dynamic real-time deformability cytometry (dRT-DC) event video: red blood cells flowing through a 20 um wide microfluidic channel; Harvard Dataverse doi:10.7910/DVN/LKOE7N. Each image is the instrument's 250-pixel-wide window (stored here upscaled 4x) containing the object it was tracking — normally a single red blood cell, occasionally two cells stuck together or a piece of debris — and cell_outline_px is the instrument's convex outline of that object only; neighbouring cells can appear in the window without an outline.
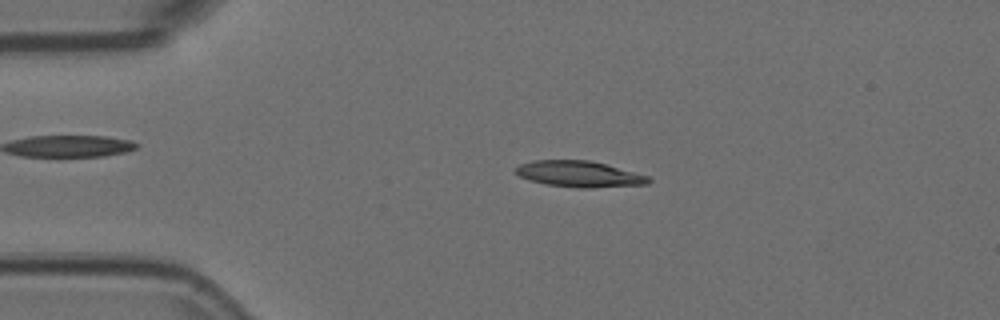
{"species": "Egyptian fruit bat (a non-hibernating species)", "species_latin": "Rousettus aegyptiacus", "temperature_condition": "room temperature", "stored_images_in_passage": 53, "camera_frame_rate_fps": 3000, "um_per_image_px": 0.085, "animal": {"sex": "female"}, "frame": {"image": 1, "passage_image": 11, "time_ms": 3.333, "image_size_px": [1000, 320], "cell_outline_px": [[652, 180], [648, 184], [592, 188], [576, 188], [544, 184], [520, 176], [512, 172], [512, 168], [520, 164], [532, 160], [588, 160], [604, 164], [648, 176]], "centroid_in_image_um": [49.17, 14.79], "position_along_channel_um": 35.8, "area_um2": 20.23}}
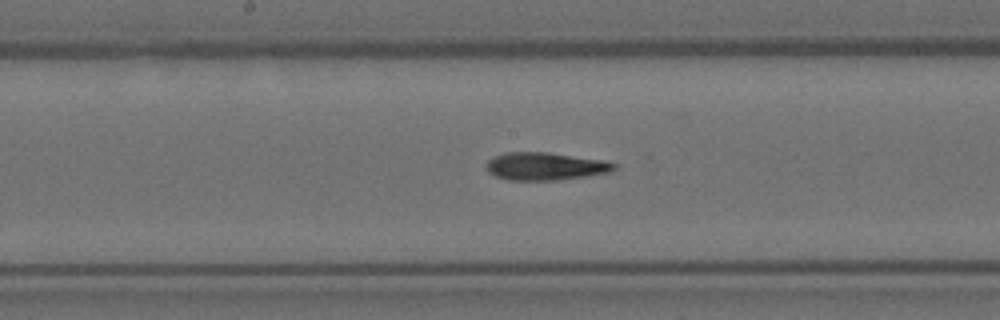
{"frame": {"image": 2, "passage_image": 27, "time_ms": 8.667, "image_size_px": [1000, 320], "cell_outline_px": [[616, 168], [612, 172], [588, 176], [556, 180], [508, 180], [496, 176], [488, 172], [488, 160], [496, 156], [508, 152], [548, 152], [600, 160], [616, 164]], "centroid_in_image_um": [46.37, 14.14], "position_along_channel_um": 201.8, "area_um2": 20.4}}
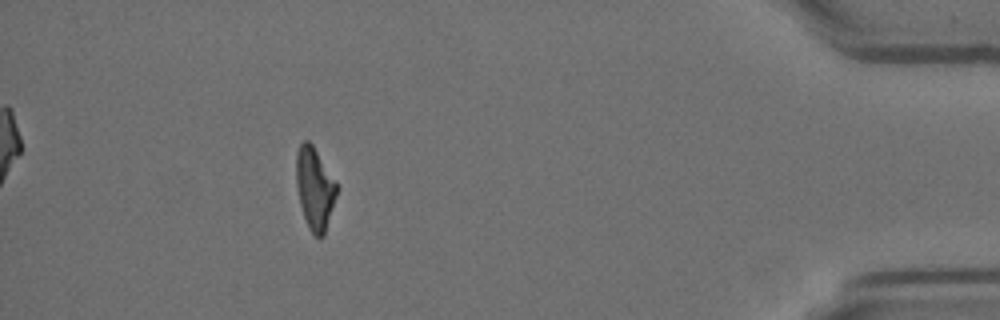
{"frame": {"image": 3, "passage_image": 48, "time_ms": 15.667, "image_size_px": [1000, 320], "cell_outline_px": [[340, 188], [324, 236], [316, 236], [308, 228], [300, 204], [296, 184], [296, 152], [300, 144], [304, 140], [308, 140], [312, 144], [336, 180]], "centroid_in_image_um": [26.78, 16.01], "position_along_channel_um": 408.4, "area_um2": 19.71}, "authors_computed_cell_mechanics": {"area_um2": 20.23, "velocity_mm_per_s": 3.7645, "shape_relaxation_time_tau1_ms": 7.6225, "shape_relaxation_time_tau2_ms": 7.3968, "deformation_change_tau1": 0.2333, "deformation_change_tau2": 0.1751}}